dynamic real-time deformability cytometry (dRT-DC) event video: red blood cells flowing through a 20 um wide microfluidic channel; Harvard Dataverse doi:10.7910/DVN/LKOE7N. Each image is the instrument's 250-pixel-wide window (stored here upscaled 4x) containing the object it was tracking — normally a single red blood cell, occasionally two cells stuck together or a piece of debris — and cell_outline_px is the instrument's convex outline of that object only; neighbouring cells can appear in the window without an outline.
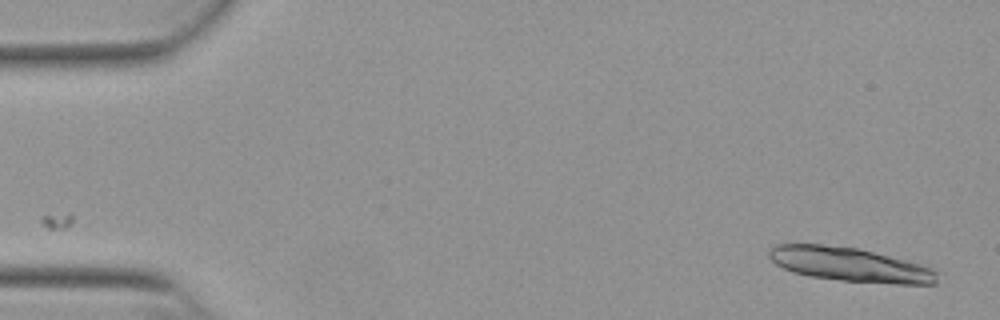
{"species": "Egyptian fruit bat (a non-hibernating species)", "species_latin": "Rousettus aegyptiacus", "temperature_condition": "warm", "stored_images_in_passage": 15, "camera_frame_rate_fps": 3000, "um_per_image_px": 0.085, "animal": {"sex": "female"}, "frame": {"image": 1, "passage_image": 2, "time_ms": 0.333, "image_size_px": [1000, 320], "cell_outline_px": [[940, 272], [936, 284], [896, 284], [840, 280], [812, 276], [792, 272], [776, 264], [768, 256], [768, 248], [776, 244], [824, 244], [856, 248], [920, 264], [932, 268]], "centroid_in_image_um": [72.24, 22.49], "position_along_channel_um": 12.8, "area_um2": 33.29}}